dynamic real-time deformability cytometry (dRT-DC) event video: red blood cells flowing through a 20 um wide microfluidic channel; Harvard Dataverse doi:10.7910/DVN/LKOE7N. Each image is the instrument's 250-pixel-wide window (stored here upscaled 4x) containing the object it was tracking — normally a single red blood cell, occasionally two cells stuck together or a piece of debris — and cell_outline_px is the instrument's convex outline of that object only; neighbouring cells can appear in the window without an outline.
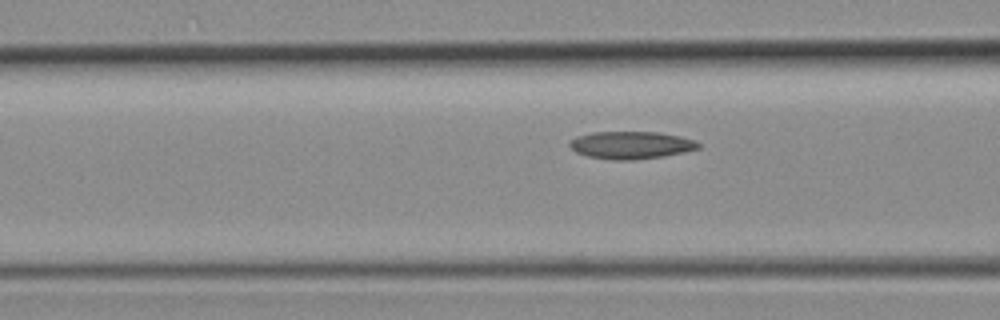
{"species": "common noctule bat (a hibernating species)", "species_latin": "Nyctalus noctula", "temperature_condition": "room temperature", "stored_images_in_passage": 4, "segment_of_instrument_passage": [1, 2], "camera_frame_rate_fps": 3000, "um_per_image_px": 0.085, "animal": {"sex": "female", "body_mass_g": 19.3, "forearm_length_mm": 54.1}, "frame": {"image": 1, "passage_image": 3, "time_ms": 0.667, "image_size_px": [1000, 320], "cell_outline_px": [[700, 148], [684, 152], [664, 156], [632, 160], [612, 160], [588, 156], [576, 152], [568, 144], [576, 136], [592, 132], [660, 132], [680, 136], [696, 140], [700, 144]], "centroid_in_image_um": [53.66, 12.33], "position_along_channel_um": 112.9, "area_um2": 20.69}}